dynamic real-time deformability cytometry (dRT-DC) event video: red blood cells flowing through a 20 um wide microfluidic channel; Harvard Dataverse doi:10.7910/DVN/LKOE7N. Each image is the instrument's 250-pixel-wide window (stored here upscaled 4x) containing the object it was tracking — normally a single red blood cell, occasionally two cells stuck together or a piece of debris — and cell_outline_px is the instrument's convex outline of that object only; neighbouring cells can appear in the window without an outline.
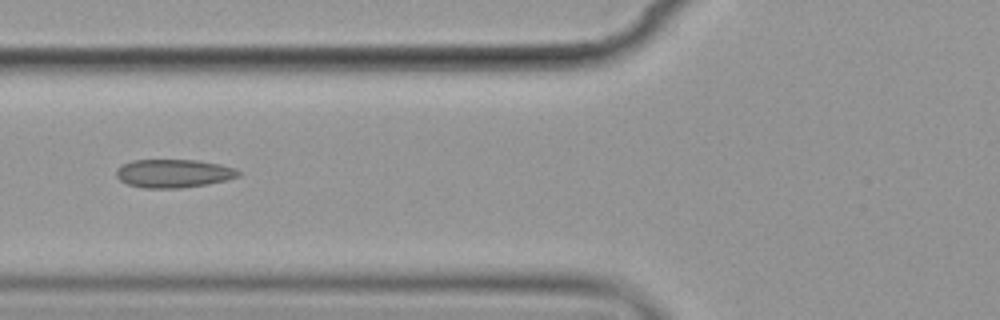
{"species": "common noctule bat (a hibernating species)", "species_latin": "Nyctalus noctula", "temperature_condition": "cold", "stored_images_in_passage": 8, "camera_frame_rate_fps": 3000, "um_per_image_px": 0.085, "animal": {"sex": "female", "body_mass_g": 19.9}, "frame": {"image": 1, "passage_image": 3, "time_ms": 2.333, "image_size_px": [1000, 320], "cell_outline_px": [[240, 176], [228, 180], [208, 184], [180, 188], [144, 188], [128, 184], [120, 180], [116, 176], [116, 172], [124, 164], [132, 160], [200, 160], [220, 164], [236, 168], [240, 172]], "centroid_in_image_um": [14.81, 14.74], "position_along_channel_um": 111.0, "area_um2": 20.23}}
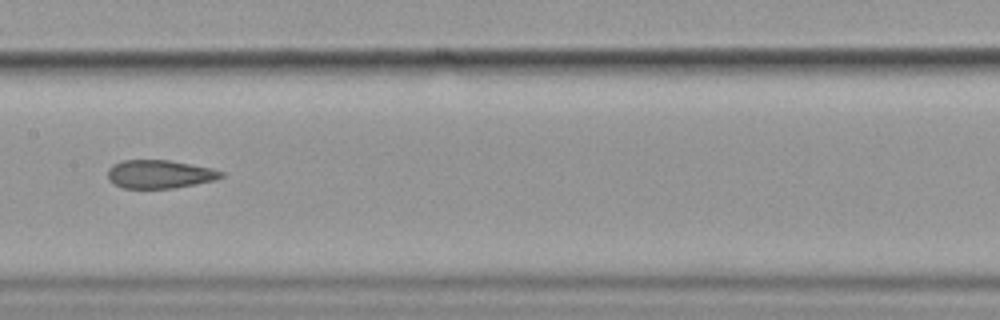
{"frame": {"image": 2, "passage_image": 5, "time_ms": 4.667, "image_size_px": [1000, 320], "cell_outline_px": [[224, 176], [216, 180], [172, 188], [124, 188], [108, 180], [108, 168], [112, 164], [120, 160], [168, 160], [192, 164], [212, 168], [224, 172]], "centroid_in_image_um": [13.57, 14.79], "position_along_channel_um": 193.8, "area_um2": 18.79}}
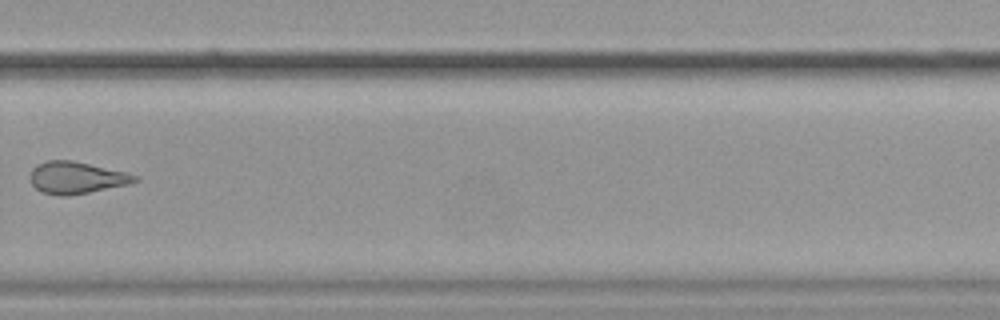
{"frame": {"image": 3, "passage_image": 8, "time_ms": 8.333, "image_size_px": [1000, 320], "cell_outline_px": [[140, 180], [128, 184], [68, 196], [60, 196], [40, 192], [28, 180], [28, 172], [36, 164], [48, 160], [72, 160], [128, 172], [140, 176]], "centroid_in_image_um": [6.46, 15.09], "position_along_channel_um": 323.3, "area_um2": 19.88}}